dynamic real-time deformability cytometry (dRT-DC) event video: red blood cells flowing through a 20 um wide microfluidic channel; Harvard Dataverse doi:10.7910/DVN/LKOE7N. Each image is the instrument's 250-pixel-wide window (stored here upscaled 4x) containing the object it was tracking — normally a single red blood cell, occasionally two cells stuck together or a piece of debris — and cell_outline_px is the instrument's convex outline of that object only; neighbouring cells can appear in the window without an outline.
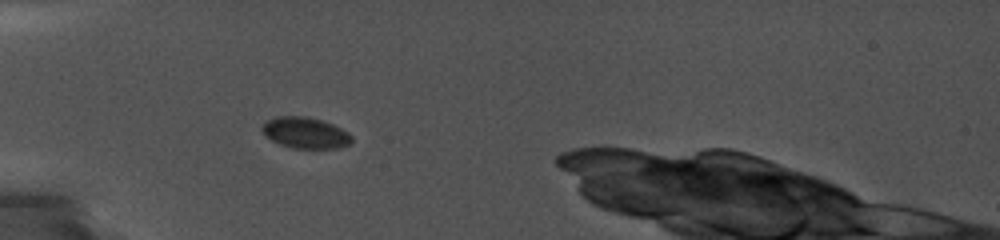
{"species": "common noctule bat (a hibernating species)", "species_latin": "Nyctalus noctula", "temperature_condition": "cold", "stored_images_in_passage": 46, "segment_of_instrument_passage": [1, 2], "camera_frame_rate_fps": 5000, "um_per_image_px": 0.085, "animal": {"sex": "female", "body_mass_g": 19.0, "forearm_length_mm": 56.7}, "frame": {"image": 1, "passage_image": 1, "time_ms": 0.0, "image_size_px": [1000, 240], "cell_outline_px": [[352, 140], [348, 144], [340, 148], [292, 148], [280, 144], [264, 136], [260, 128], [268, 120], [276, 116], [308, 116], [324, 120], [348, 132], [352, 136]], "centroid_in_image_um": [25.94, 11.28], "position_along_channel_um": 59.1, "area_um2": 16.36}}
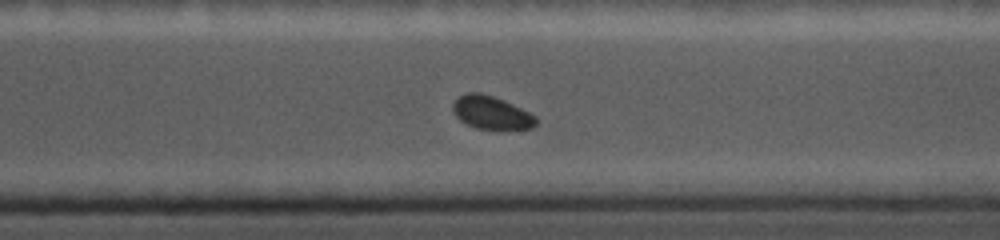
{"frame": {"image": 2, "passage_image": 35, "time_ms": 7.6, "image_size_px": [1000, 240], "cell_outline_px": [[536, 124], [532, 128], [500, 132], [476, 128], [460, 120], [452, 112], [452, 104], [460, 96], [468, 92], [480, 92], [492, 96], [520, 108], [536, 116]], "centroid_in_image_um": [41.77, 9.63], "position_along_channel_um": 328.8, "area_um2": 16.36}}
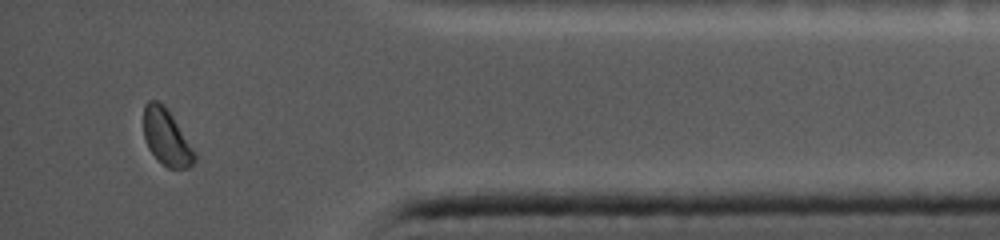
{"frame": {"image": 3, "passage_image": 43, "time_ms": 10.4, "image_size_px": [1000, 240], "cell_outline_px": [[196, 160], [188, 168], [168, 168], [148, 148], [144, 136], [144, 104], [148, 100], [156, 100], [168, 112], [196, 152]], "centroid_in_image_um": [14.15, 11.7], "position_along_channel_um": 421.1, "area_um2": 16.07}}